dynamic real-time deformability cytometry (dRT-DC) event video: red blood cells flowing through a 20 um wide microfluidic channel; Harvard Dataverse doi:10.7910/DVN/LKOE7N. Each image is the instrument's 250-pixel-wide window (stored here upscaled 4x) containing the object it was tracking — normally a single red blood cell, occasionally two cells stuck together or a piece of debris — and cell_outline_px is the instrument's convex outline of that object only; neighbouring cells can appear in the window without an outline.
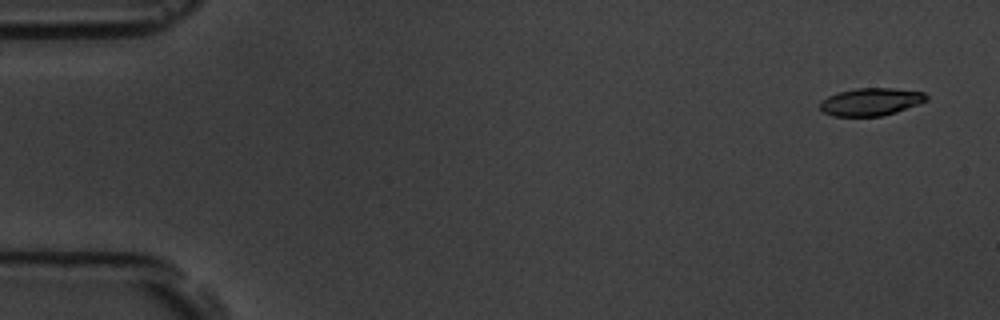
{"species": "common noctule bat (a hibernating species)", "species_latin": "Nyctalus noctula", "temperature_condition": "room temperature", "stored_images_in_passage": 6, "segment_of_instrument_passage": [1, 2], "camera_frame_rate_fps": 3000, "um_per_image_px": 0.085, "animal": {"sex": "male", "body_mass_g": 19.5, "forearm_length_mm": 54.6}, "frame": {"image": 1, "passage_image": 1, "time_ms": 0.0, "image_size_px": [1000, 320], "cell_outline_px": [[928, 100], [896, 112], [880, 116], [832, 116], [824, 112], [820, 108], [820, 100], [836, 92], [856, 88], [892, 88], [924, 92], [928, 96]], "centroid_in_image_um": [74.0, 8.64], "position_along_channel_um": 11.0, "area_um2": 17.17}}